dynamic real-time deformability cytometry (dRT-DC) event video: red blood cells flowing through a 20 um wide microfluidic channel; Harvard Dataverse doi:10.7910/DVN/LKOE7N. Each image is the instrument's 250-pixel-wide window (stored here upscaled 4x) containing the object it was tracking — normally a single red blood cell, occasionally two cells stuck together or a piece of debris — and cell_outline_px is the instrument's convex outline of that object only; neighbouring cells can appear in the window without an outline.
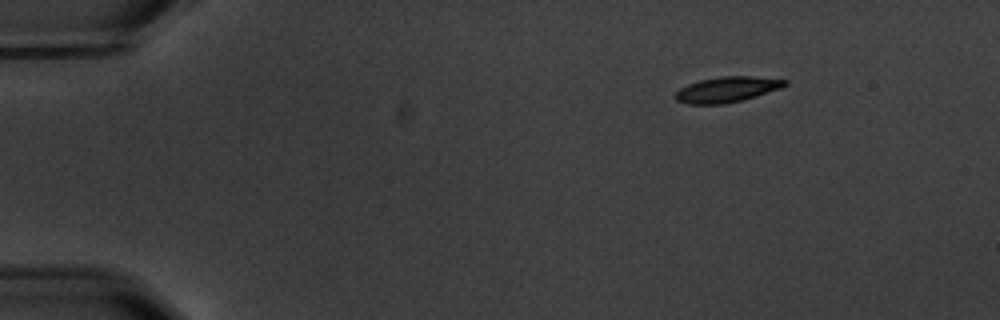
{"species": "common noctule bat (a hibernating species)", "species_latin": "Nyctalus noctula", "temperature_condition": "warm", "stored_images_in_passage": 5, "camera_frame_rate_fps": 3000, "um_per_image_px": 0.085, "animal": {"sex": "male", "body_mass_g": 20.1, "forearm_length_mm": 53.5}, "frame": {"image": 1, "passage_image": 1, "time_ms": 0.0, "image_size_px": [1000, 320], "cell_outline_px": [[788, 84], [780, 88], [744, 100], [724, 104], [688, 104], [676, 100], [672, 96], [680, 88], [688, 84], [700, 80], [720, 76], [752, 76], [788, 80]], "centroid_in_image_um": [61.77, 7.61], "position_along_channel_um": 23.2, "area_um2": 16.36}}
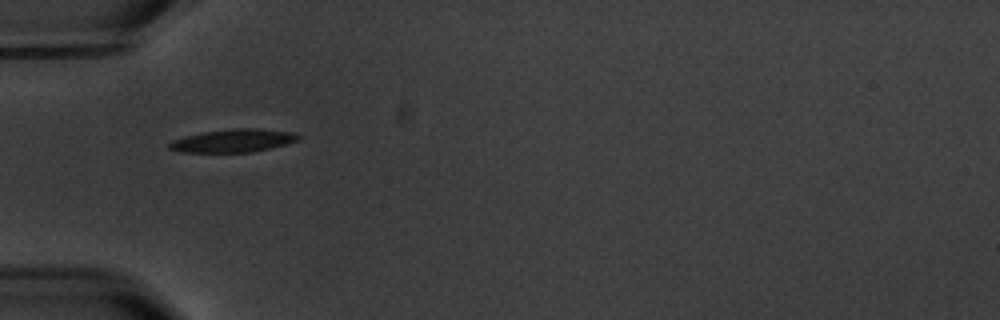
{"frame": {"image": 2, "passage_image": 4, "time_ms": 3.667, "image_size_px": [1000, 320], "cell_outline_px": [[300, 140], [288, 144], [252, 152], [180, 152], [168, 148], [168, 144], [172, 140], [184, 136], [204, 132], [232, 128], [256, 128], [292, 132], [300, 136]], "centroid_in_image_um": [19.83, 11.95], "position_along_channel_um": 65.2, "area_um2": 17.4}}